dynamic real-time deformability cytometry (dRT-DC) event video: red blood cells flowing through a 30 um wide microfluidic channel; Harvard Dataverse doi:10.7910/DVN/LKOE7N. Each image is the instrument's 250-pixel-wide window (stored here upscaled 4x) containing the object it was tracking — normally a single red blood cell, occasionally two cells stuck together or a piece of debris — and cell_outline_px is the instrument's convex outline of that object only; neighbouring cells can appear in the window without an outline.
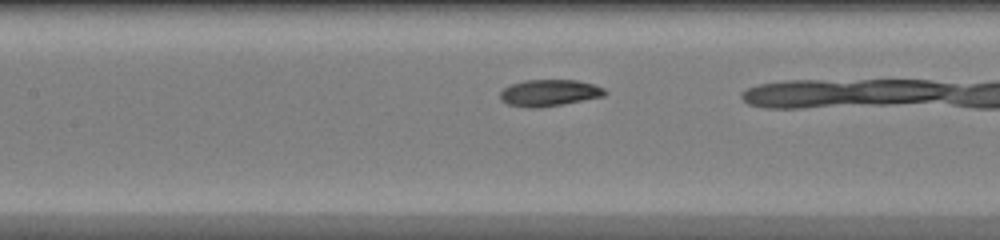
{"species": "common noctule bat (a hibernating species)", "species_latin": "Nyctalus noctula", "temperature_condition": "warm", "stored_images_in_passage": 14, "camera_frame_rate_fps": 3000, "um_per_image_px": 0.085, "animal": {"sex": "female", "body_mass_g": 20.0, "forearm_length_mm": 54.0}, "frame": {"image": 1, "passage_image": 7, "time_ms": 2.0, "image_size_px": [1000, 240], "cell_outline_px": [[608, 92], [604, 96], [564, 104], [540, 108], [528, 108], [508, 104], [500, 100], [500, 92], [504, 88], [512, 84], [524, 80], [576, 80], [592, 84], [604, 88]], "centroid_in_image_um": [46.68, 7.9], "position_along_channel_um": 160.7, "area_um2": 16.3}}
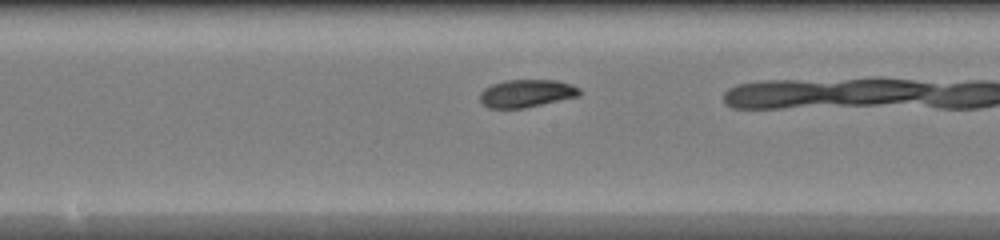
{"frame": {"image": 2, "passage_image": 10, "time_ms": 3.0, "image_size_px": [1000, 240], "cell_outline_px": [[580, 96], [524, 108], [488, 108], [480, 100], [480, 92], [484, 88], [492, 84], [504, 80], [556, 80], [572, 84], [580, 88]], "centroid_in_image_um": [44.76, 7.93], "position_along_channel_um": 203.4, "area_um2": 16.18}}